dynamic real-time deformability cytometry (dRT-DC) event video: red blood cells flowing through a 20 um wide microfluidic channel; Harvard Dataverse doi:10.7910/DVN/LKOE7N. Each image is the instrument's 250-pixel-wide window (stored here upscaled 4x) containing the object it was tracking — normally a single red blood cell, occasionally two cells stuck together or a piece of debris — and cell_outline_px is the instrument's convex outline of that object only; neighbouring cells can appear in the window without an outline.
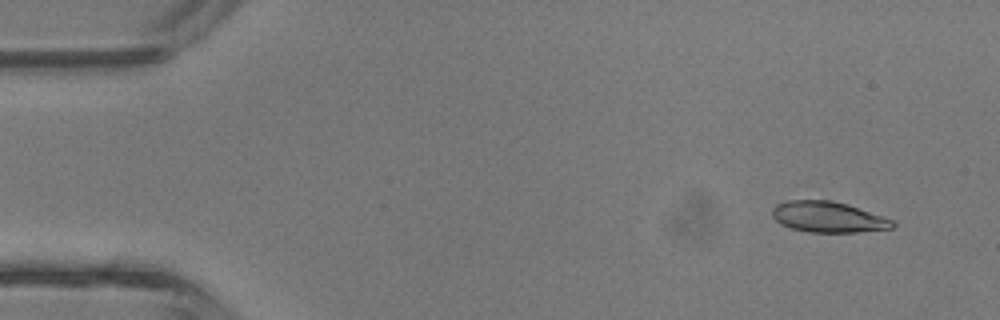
{"species": "common noctule bat (a hibernating species)", "species_latin": "Nyctalus noctula", "temperature_condition": "room temperature", "stored_images_in_passage": 41, "camera_frame_rate_fps": 3000, "um_per_image_px": 0.085, "animal": {"sex": "male", "body_mass_g": 13.3}, "frame": {"image": 1, "passage_image": 2, "time_ms": 0.333, "image_size_px": [1000, 320], "cell_outline_px": [[896, 224], [892, 228], [856, 232], [808, 232], [792, 228], [780, 224], [772, 216], [772, 208], [776, 204], [788, 200], [832, 200], [848, 204], [892, 220]], "centroid_in_image_um": [70.35, 18.44], "position_along_channel_um": 14.6, "area_um2": 21.5}}
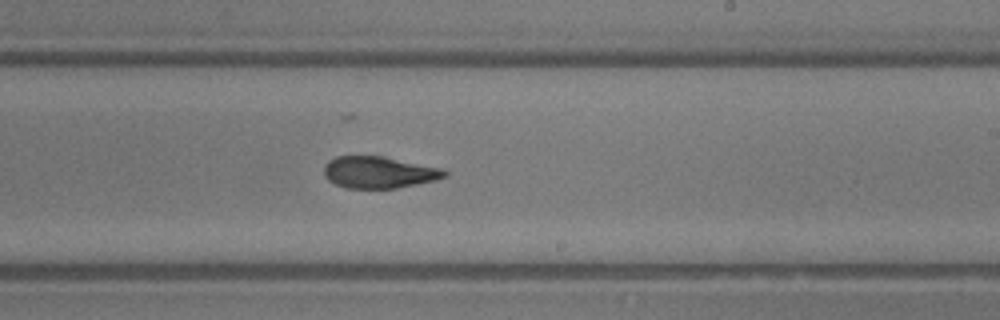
{"frame": {"image": 2, "passage_image": 24, "time_ms": 7.667, "image_size_px": [1000, 320], "cell_outline_px": [[448, 176], [436, 180], [396, 188], [344, 188], [328, 180], [324, 176], [324, 164], [328, 160], [336, 156], [384, 156], [444, 168], [448, 172]], "centroid_in_image_um": [32.22, 14.64], "position_along_channel_um": 256.8, "area_um2": 22.6}}
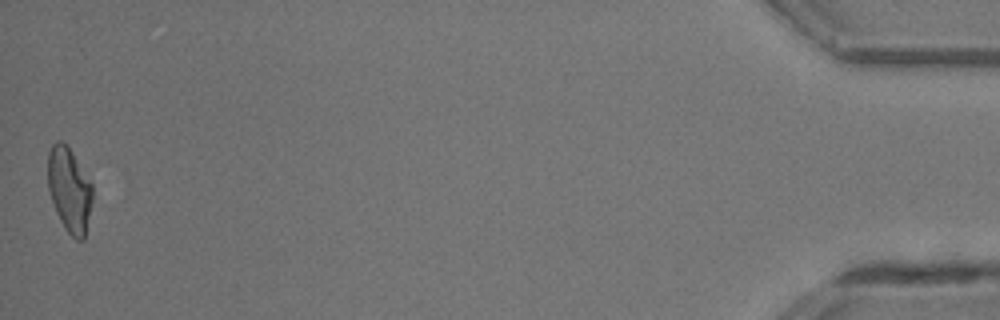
{"frame": {"image": 3, "passage_image": 41, "time_ms": 13.333, "image_size_px": [1000, 320], "cell_outline_px": [[92, 200], [84, 240], [76, 240], [64, 228], [56, 212], [48, 188], [48, 152], [52, 144], [56, 140], [60, 140], [72, 152], [92, 184]], "centroid_in_image_um": [5.89, 16.14], "position_along_channel_um": 429.3, "area_um2": 21.79}, "authors_computed_cell_mechanics": {"area_um2": 22.5998, "velocity_mm_per_s": 4.8217, "shape_relaxation_time_tau1_ms": 4.6719, "shape_relaxation_time_tau2_ms": 1.2566, "deformation_change_tau1": 0.1708, "deformation_change_tau2": 0.0779}}